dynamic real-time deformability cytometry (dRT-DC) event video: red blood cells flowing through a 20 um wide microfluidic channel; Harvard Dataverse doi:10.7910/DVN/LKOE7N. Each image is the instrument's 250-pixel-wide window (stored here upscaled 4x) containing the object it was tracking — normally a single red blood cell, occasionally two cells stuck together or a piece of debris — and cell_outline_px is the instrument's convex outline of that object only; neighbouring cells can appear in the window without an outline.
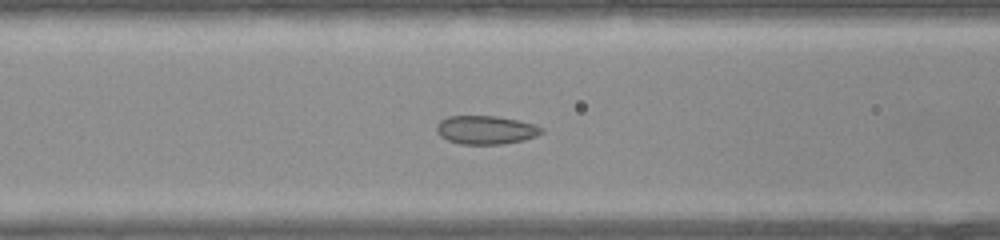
{"species": "common noctule bat (a hibernating species)", "species_latin": "Nyctalus noctula", "temperature_condition": "warm", "stored_images_in_passage": 30, "camera_frame_rate_fps": 3000, "um_per_image_px": 0.085, "animal": {"sex": "female", "body_mass_g": 22.0, "forearm_length_mm": 56.7}, "frame": {"image": 1, "passage_image": 6, "time_ms": 1.667, "image_size_px": [1000, 240], "cell_outline_px": [[544, 132], [536, 136], [524, 140], [500, 144], [460, 144], [448, 140], [440, 136], [436, 132], [436, 124], [440, 120], [448, 116], [496, 116], [536, 124], [544, 128]], "centroid_in_image_um": [41.29, 11.04], "position_along_channel_um": 125.3, "area_um2": 17.57}}
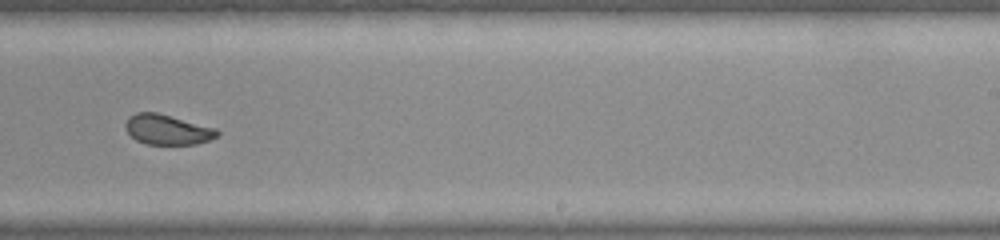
{"frame": {"image": 2, "passage_image": 15, "time_ms": 4.667, "image_size_px": [1000, 240], "cell_outline_px": [[220, 132], [216, 136], [208, 140], [196, 144], [148, 144], [136, 140], [124, 128], [124, 124], [128, 116], [136, 112], [156, 112], [216, 128]], "centroid_in_image_um": [14.19, 11.0], "position_along_channel_um": 274.8, "area_um2": 16.01}}
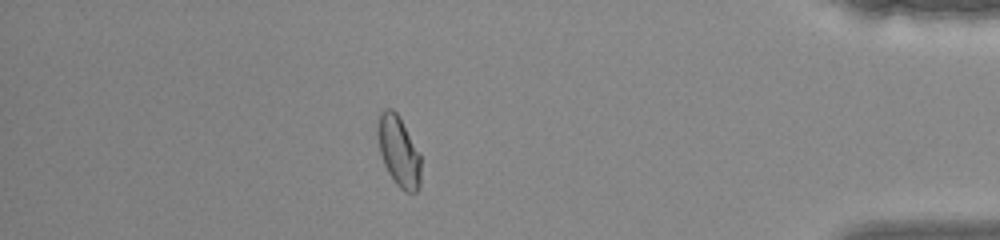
{"frame": {"image": 3, "passage_image": 25, "time_ms": 8.0, "image_size_px": [1000, 240], "cell_outline_px": [[420, 188], [416, 192], [404, 192], [396, 184], [388, 172], [384, 164], [380, 152], [376, 132], [376, 128], [380, 112], [384, 108], [392, 108], [396, 112], [420, 152]], "centroid_in_image_um": [33.88, 12.85], "position_along_channel_um": 401.3, "area_um2": 17.86}}